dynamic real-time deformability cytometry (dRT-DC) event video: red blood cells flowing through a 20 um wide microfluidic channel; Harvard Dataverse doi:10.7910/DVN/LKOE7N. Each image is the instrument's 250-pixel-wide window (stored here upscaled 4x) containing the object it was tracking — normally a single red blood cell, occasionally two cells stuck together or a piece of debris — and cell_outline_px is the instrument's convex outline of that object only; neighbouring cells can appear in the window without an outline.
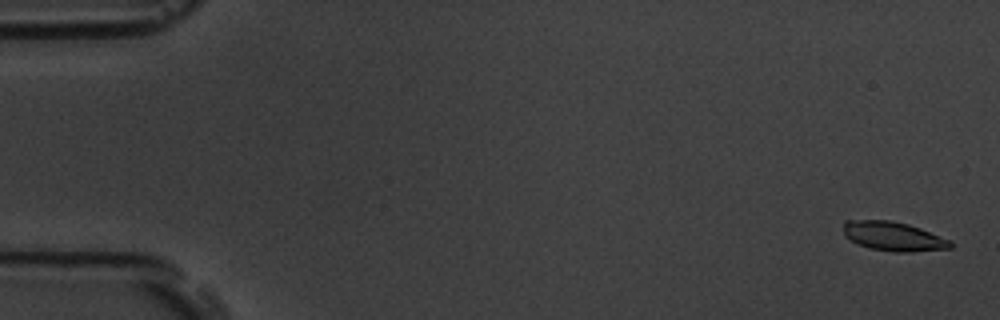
{"species": "common noctule bat (a hibernating species)", "species_latin": "Nyctalus noctula", "temperature_condition": "room temperature", "stored_images_in_passage": 24, "camera_frame_rate_fps": 3000, "um_per_image_px": 0.085, "animal": {"sex": "male", "body_mass_g": 19.5, "forearm_length_mm": 54.6}, "frame": {"image": 1, "passage_image": 2, "time_ms": 0.333, "image_size_px": [1000, 320], "cell_outline_px": [[952, 248], [912, 252], [892, 252], [868, 248], [856, 244], [844, 236], [844, 220], [892, 220], [908, 224], [920, 228], [952, 240]], "centroid_in_image_um": [75.93, 20.09], "position_along_channel_um": 9.1, "area_um2": 18.5}}
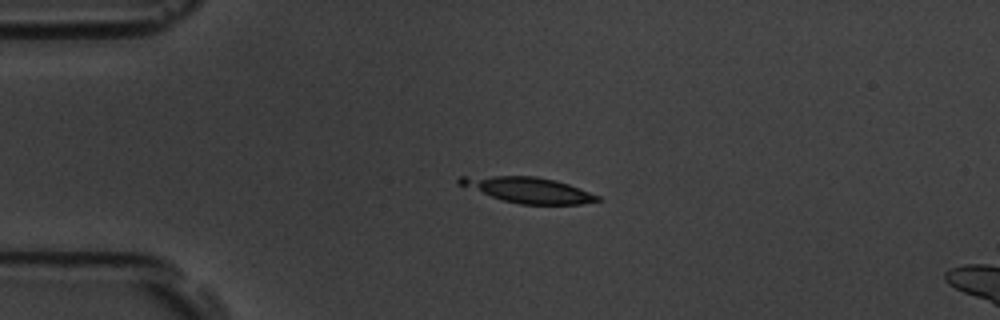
{"frame": {"image": 2, "passage_image": 14, "time_ms": 4.333, "image_size_px": [1000, 320], "cell_outline_px": [[604, 200], [580, 204], [520, 204], [500, 200], [456, 184], [456, 180], [460, 176], [536, 176], [556, 180], [568, 184], [600, 196]], "centroid_in_image_um": [44.86, 16.14], "position_along_channel_um": 40.1, "area_um2": 20.75}}
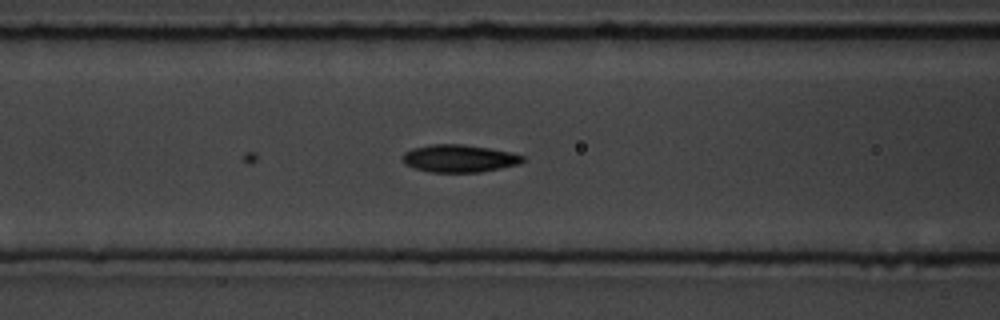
{"frame": {"image": 3, "passage_image": 24, "time_ms": 7.667, "image_size_px": [1000, 320], "cell_outline_px": [[524, 160], [520, 164], [480, 172], [432, 172], [416, 168], [404, 164], [400, 156], [404, 152], [412, 148], [432, 144], [464, 144], [512, 152], [524, 156]], "centroid_in_image_um": [39.01, 13.46], "position_along_channel_um": 127.6, "area_um2": 19.36}}